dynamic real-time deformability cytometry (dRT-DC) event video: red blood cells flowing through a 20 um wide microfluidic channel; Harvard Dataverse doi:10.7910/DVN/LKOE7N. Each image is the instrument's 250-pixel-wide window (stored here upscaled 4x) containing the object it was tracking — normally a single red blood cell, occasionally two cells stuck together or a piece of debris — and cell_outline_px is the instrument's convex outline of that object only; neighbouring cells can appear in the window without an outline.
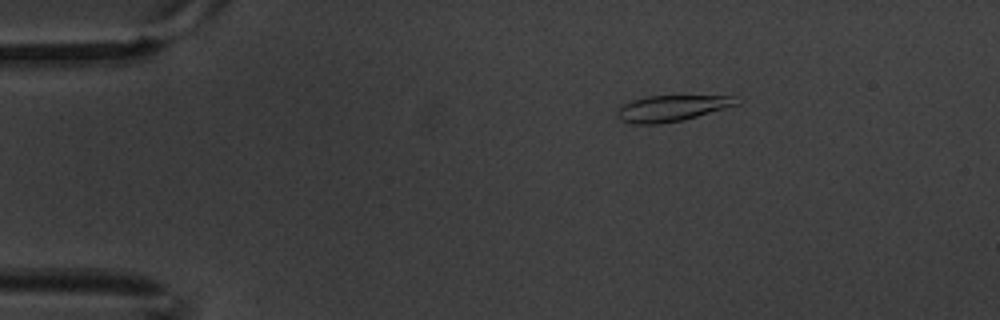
{"species": "common noctule bat (a hibernating species)", "species_latin": "Nyctalus noctula", "temperature_condition": "warm", "stored_images_in_passage": 4, "camera_frame_rate_fps": 3000, "um_per_image_px": 0.085, "animal": {"sex": "male", "body_mass_g": 20.1, "forearm_length_mm": 53.5}, "frame": {"image": 1, "passage_image": 2, "time_ms": 0.333, "image_size_px": [1000, 320], "cell_outline_px": [[744, 100], [740, 104], [684, 120], [656, 124], [632, 124], [620, 120], [616, 116], [616, 112], [624, 104], [632, 100], [648, 96], [736, 96]], "centroid_in_image_um": [57.15, 9.2], "position_along_channel_um": 27.8, "area_um2": 18.26}}